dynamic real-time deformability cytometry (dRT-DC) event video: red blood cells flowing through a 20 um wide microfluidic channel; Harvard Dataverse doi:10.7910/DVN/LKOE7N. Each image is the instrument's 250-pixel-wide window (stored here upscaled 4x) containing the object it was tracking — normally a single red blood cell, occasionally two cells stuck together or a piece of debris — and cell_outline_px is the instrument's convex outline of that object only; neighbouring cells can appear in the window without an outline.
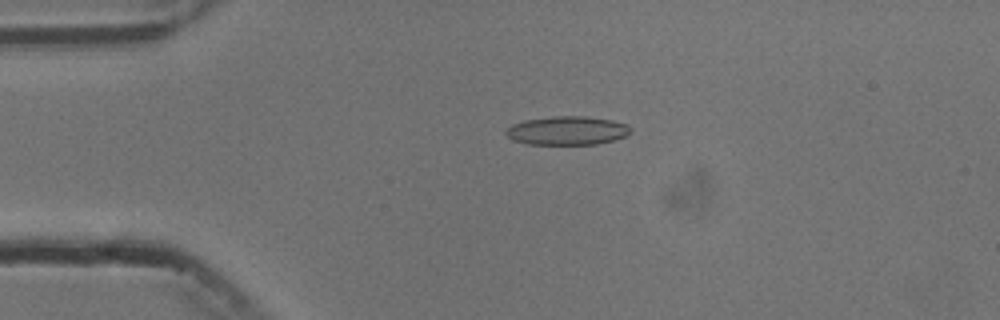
{"species": "common noctule bat (a hibernating species)", "species_latin": "Nyctalus noctula", "temperature_condition": "cold", "stored_images_in_passage": 3, "camera_frame_rate_fps": 3000, "um_per_image_px": 0.085, "animal": {"sex": "male", "body_mass_g": 13.3}, "frame": {"image": 1, "passage_image": 2, "time_ms": 1.333, "image_size_px": [1000, 320], "cell_outline_px": [[632, 132], [628, 136], [596, 144], [524, 144], [512, 140], [504, 132], [512, 124], [524, 120], [552, 116], [584, 116], [612, 120], [628, 124]], "centroid_in_image_um": [48.21, 11.1], "position_along_channel_um": 36.8, "area_um2": 20.98}}